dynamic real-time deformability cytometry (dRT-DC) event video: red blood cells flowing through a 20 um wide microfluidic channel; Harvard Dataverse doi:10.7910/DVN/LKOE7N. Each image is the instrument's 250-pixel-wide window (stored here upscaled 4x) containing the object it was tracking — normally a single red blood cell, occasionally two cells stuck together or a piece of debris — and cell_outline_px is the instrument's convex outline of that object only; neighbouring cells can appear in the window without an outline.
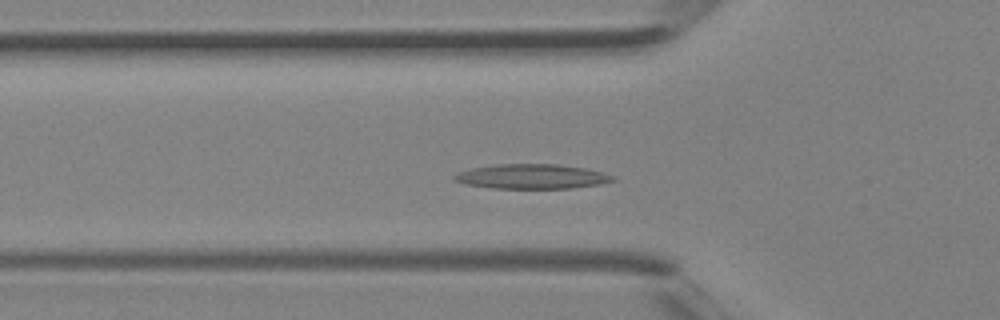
{"species": "Egyptian fruit bat (a non-hibernating species)", "species_latin": "Rousettus aegyptiacus", "temperature_condition": "room temperature", "stored_images_in_passage": 36, "camera_frame_rate_fps": 3000, "um_per_image_px": 0.085, "animal": {"sex": "female"}, "frame": {"image": 1, "passage_image": 9, "time_ms": 2.667, "image_size_px": [1000, 320], "cell_outline_px": [[616, 180], [600, 184], [572, 188], [492, 188], [468, 184], [452, 180], [452, 176], [460, 172], [472, 168], [496, 164], [560, 164], [584, 168], [616, 176]], "centroid_in_image_um": [45.22, 15.0], "position_along_channel_um": 80.6, "area_um2": 22.66}}
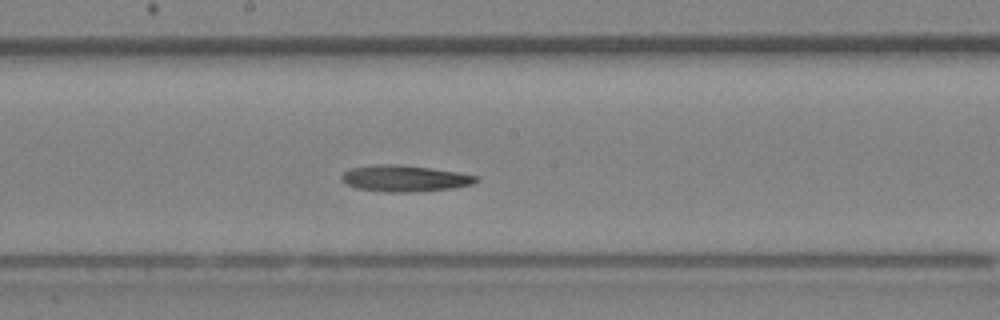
{"frame": {"image": 2, "passage_image": 17, "time_ms": 5.333, "image_size_px": [1000, 320], "cell_outline_px": [[480, 180], [472, 184], [452, 188], [408, 192], [388, 192], [356, 188], [340, 180], [340, 176], [348, 168], [372, 164], [400, 164], [432, 168], [480, 176]], "centroid_in_image_um": [34.37, 15.15], "position_along_channel_um": 213.8, "area_um2": 20.81}}
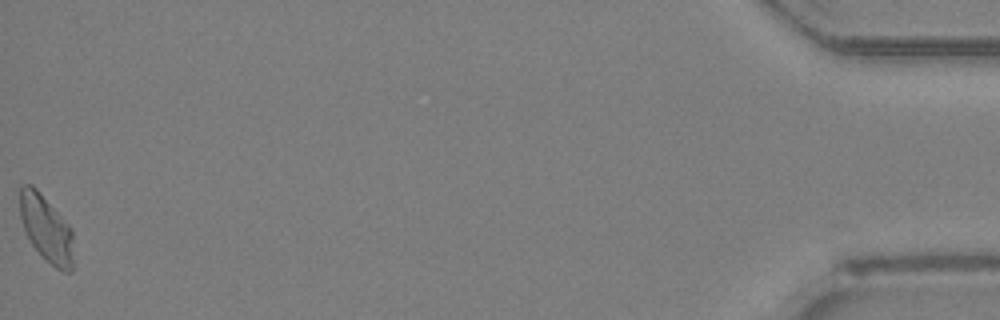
{"frame": {"image": 3, "passage_image": 36, "time_ms": 11.667, "image_size_px": [1000, 320], "cell_outline_px": [[72, 272], [64, 272], [56, 268], [44, 260], [32, 244], [24, 228], [20, 216], [20, 184], [32, 184], [36, 188], [72, 228]], "centroid_in_image_um": [3.93, 19.44], "position_along_channel_um": 431.3, "area_um2": 20.69}}